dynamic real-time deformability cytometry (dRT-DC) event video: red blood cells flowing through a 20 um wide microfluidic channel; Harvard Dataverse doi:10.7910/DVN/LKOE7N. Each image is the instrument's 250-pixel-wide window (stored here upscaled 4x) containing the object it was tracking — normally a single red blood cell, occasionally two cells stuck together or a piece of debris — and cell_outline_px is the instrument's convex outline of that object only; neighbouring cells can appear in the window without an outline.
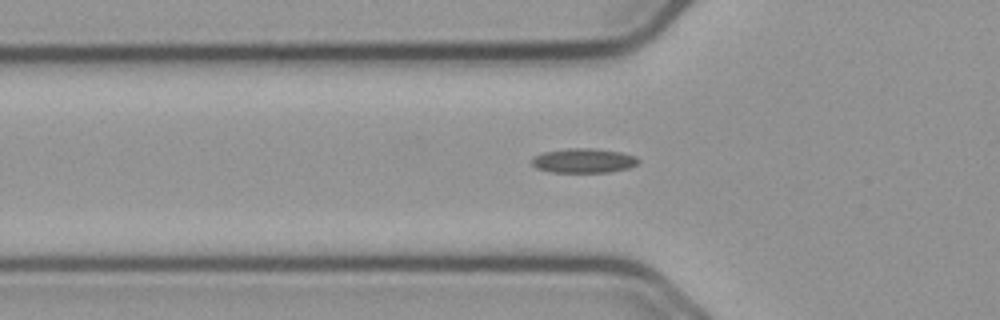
{"species": "common noctule bat (a hibernating species)", "species_latin": "Nyctalus noctula", "temperature_condition": "cold", "stored_images_in_passage": 45, "camera_frame_rate_fps": 3000, "um_per_image_px": 0.085, "animal": {"sex": "male", "body_mass_g": 23.1, "forearm_length_mm": 52.7}, "frame": {"image": 1, "passage_image": 10, "time_ms": 3.0, "image_size_px": [1000, 320], "cell_outline_px": [[640, 160], [636, 164], [628, 168], [608, 172], [552, 172], [536, 168], [532, 164], [532, 160], [536, 156], [544, 152], [568, 148], [592, 148], [620, 152], [636, 156]], "centroid_in_image_um": [49.62, 13.65], "position_along_channel_um": 76.2, "area_um2": 15.03}}
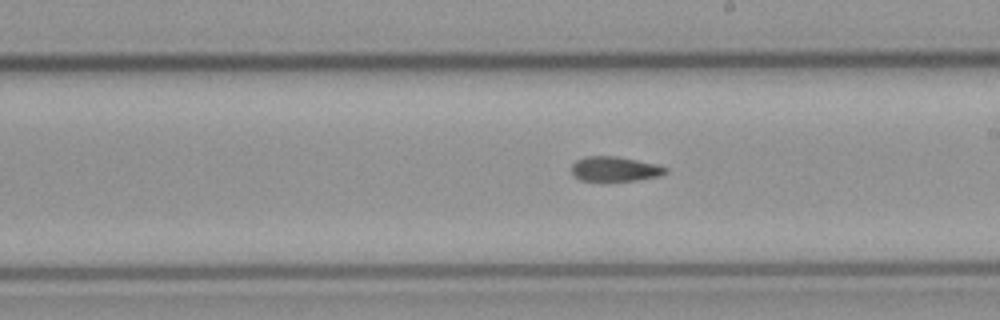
{"frame": {"image": 2, "passage_image": 23, "time_ms": 7.333, "image_size_px": [1000, 320], "cell_outline_px": [[668, 172], [660, 176], [636, 180], [580, 180], [572, 172], [572, 164], [576, 160], [584, 156], [616, 156], [656, 164], [668, 168]], "centroid_in_image_um": [52.28, 14.35], "position_along_channel_um": 236.7, "area_um2": 13.41}}
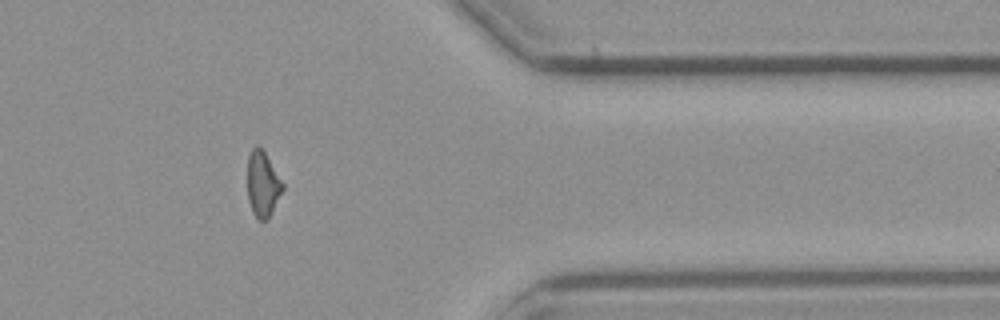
{"frame": {"image": 3, "passage_image": 37, "time_ms": 12.0, "image_size_px": [1000, 320], "cell_outline_px": [[284, 188], [268, 220], [256, 220], [252, 212], [248, 200], [248, 156], [252, 148], [256, 144], [264, 152], [284, 184]], "centroid_in_image_um": [22.32, 15.69], "position_along_channel_um": 389.1, "area_um2": 13.41}, "authors_computed_cell_mechanics": {"area_um2": 14.1032, "velocity_mm_per_s": 3.6689, "shape_relaxation_time_tau1_ms": null, "shape_relaxation_time_tau2_ms": 4.7732, "deformation_change_tau1": null, "deformation_change_tau2": 0.1239}}